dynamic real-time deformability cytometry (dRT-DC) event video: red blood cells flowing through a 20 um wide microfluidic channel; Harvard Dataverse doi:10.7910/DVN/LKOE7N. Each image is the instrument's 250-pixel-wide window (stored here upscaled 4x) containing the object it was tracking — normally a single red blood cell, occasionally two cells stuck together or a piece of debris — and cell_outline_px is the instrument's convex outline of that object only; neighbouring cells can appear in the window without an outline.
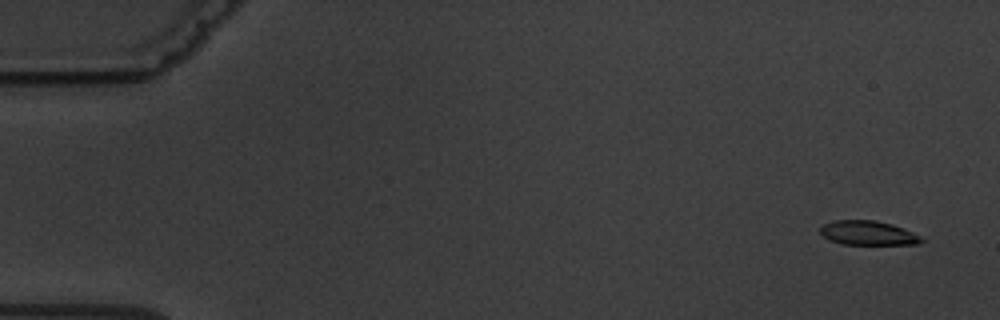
{"species": "common noctule bat (a hibernating species)", "species_latin": "Nyctalus noctula", "temperature_condition": "warm", "stored_images_in_passage": 5, "camera_frame_rate_fps": 3000, "um_per_image_px": 0.085, "animal": {"sex": "male", "body_mass_g": 19.5, "forearm_length_mm": 54.6}, "frame": {"image": 1, "passage_image": 1, "time_ms": 0.0, "image_size_px": [1000, 320], "cell_outline_px": [[928, 240], [920, 244], [840, 244], [828, 240], [820, 232], [820, 228], [824, 224], [832, 220], [876, 220], [892, 224], [904, 228]], "centroid_in_image_um": [73.81, 19.8], "position_along_channel_um": 11.2, "area_um2": 14.51}}